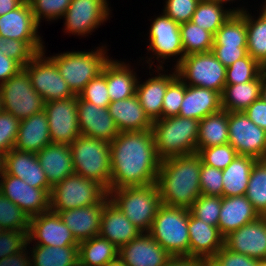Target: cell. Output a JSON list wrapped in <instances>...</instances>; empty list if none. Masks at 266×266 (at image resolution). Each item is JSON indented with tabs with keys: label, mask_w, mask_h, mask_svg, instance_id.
Here are the masks:
<instances>
[{
	"label": "cell",
	"mask_w": 266,
	"mask_h": 266,
	"mask_svg": "<svg viewBox=\"0 0 266 266\" xmlns=\"http://www.w3.org/2000/svg\"><path fill=\"white\" fill-rule=\"evenodd\" d=\"M259 266H266V259L259 263Z\"/></svg>",
	"instance_id": "obj_69"
},
{
	"label": "cell",
	"mask_w": 266,
	"mask_h": 266,
	"mask_svg": "<svg viewBox=\"0 0 266 266\" xmlns=\"http://www.w3.org/2000/svg\"><path fill=\"white\" fill-rule=\"evenodd\" d=\"M213 46L247 47L246 20L240 13H233L214 34Z\"/></svg>",
	"instance_id": "obj_41"
},
{
	"label": "cell",
	"mask_w": 266,
	"mask_h": 266,
	"mask_svg": "<svg viewBox=\"0 0 266 266\" xmlns=\"http://www.w3.org/2000/svg\"><path fill=\"white\" fill-rule=\"evenodd\" d=\"M249 54L226 68V85L247 83L255 80L264 70Z\"/></svg>",
	"instance_id": "obj_44"
},
{
	"label": "cell",
	"mask_w": 266,
	"mask_h": 266,
	"mask_svg": "<svg viewBox=\"0 0 266 266\" xmlns=\"http://www.w3.org/2000/svg\"><path fill=\"white\" fill-rule=\"evenodd\" d=\"M245 196L259 216H266V160L253 165Z\"/></svg>",
	"instance_id": "obj_42"
},
{
	"label": "cell",
	"mask_w": 266,
	"mask_h": 266,
	"mask_svg": "<svg viewBox=\"0 0 266 266\" xmlns=\"http://www.w3.org/2000/svg\"><path fill=\"white\" fill-rule=\"evenodd\" d=\"M213 259L220 266H259L261 261L249 256L233 252L223 246Z\"/></svg>",
	"instance_id": "obj_55"
},
{
	"label": "cell",
	"mask_w": 266,
	"mask_h": 266,
	"mask_svg": "<svg viewBox=\"0 0 266 266\" xmlns=\"http://www.w3.org/2000/svg\"><path fill=\"white\" fill-rule=\"evenodd\" d=\"M3 111V107H2V101H1V95H0V113Z\"/></svg>",
	"instance_id": "obj_70"
},
{
	"label": "cell",
	"mask_w": 266,
	"mask_h": 266,
	"mask_svg": "<svg viewBox=\"0 0 266 266\" xmlns=\"http://www.w3.org/2000/svg\"><path fill=\"white\" fill-rule=\"evenodd\" d=\"M225 6L216 0H200L191 22L214 35L234 13L229 7Z\"/></svg>",
	"instance_id": "obj_39"
},
{
	"label": "cell",
	"mask_w": 266,
	"mask_h": 266,
	"mask_svg": "<svg viewBox=\"0 0 266 266\" xmlns=\"http://www.w3.org/2000/svg\"><path fill=\"white\" fill-rule=\"evenodd\" d=\"M166 266H201V259L190 256H172Z\"/></svg>",
	"instance_id": "obj_60"
},
{
	"label": "cell",
	"mask_w": 266,
	"mask_h": 266,
	"mask_svg": "<svg viewBox=\"0 0 266 266\" xmlns=\"http://www.w3.org/2000/svg\"><path fill=\"white\" fill-rule=\"evenodd\" d=\"M162 12L175 22L181 24L191 21L200 0H163Z\"/></svg>",
	"instance_id": "obj_53"
},
{
	"label": "cell",
	"mask_w": 266,
	"mask_h": 266,
	"mask_svg": "<svg viewBox=\"0 0 266 266\" xmlns=\"http://www.w3.org/2000/svg\"><path fill=\"white\" fill-rule=\"evenodd\" d=\"M28 240L33 245L42 246H78L69 228L61 221L57 213L47 211L30 218Z\"/></svg>",
	"instance_id": "obj_18"
},
{
	"label": "cell",
	"mask_w": 266,
	"mask_h": 266,
	"mask_svg": "<svg viewBox=\"0 0 266 266\" xmlns=\"http://www.w3.org/2000/svg\"><path fill=\"white\" fill-rule=\"evenodd\" d=\"M27 246L31 256V266H79L78 246L33 245L29 240Z\"/></svg>",
	"instance_id": "obj_34"
},
{
	"label": "cell",
	"mask_w": 266,
	"mask_h": 266,
	"mask_svg": "<svg viewBox=\"0 0 266 266\" xmlns=\"http://www.w3.org/2000/svg\"><path fill=\"white\" fill-rule=\"evenodd\" d=\"M50 143L51 138L45 110L20 121L14 149L37 154Z\"/></svg>",
	"instance_id": "obj_31"
},
{
	"label": "cell",
	"mask_w": 266,
	"mask_h": 266,
	"mask_svg": "<svg viewBox=\"0 0 266 266\" xmlns=\"http://www.w3.org/2000/svg\"><path fill=\"white\" fill-rule=\"evenodd\" d=\"M229 142L238 155L266 160V131L255 125L244 111L228 112Z\"/></svg>",
	"instance_id": "obj_14"
},
{
	"label": "cell",
	"mask_w": 266,
	"mask_h": 266,
	"mask_svg": "<svg viewBox=\"0 0 266 266\" xmlns=\"http://www.w3.org/2000/svg\"><path fill=\"white\" fill-rule=\"evenodd\" d=\"M188 232L190 257L210 259L224 246V237L218 227L201 221L190 210Z\"/></svg>",
	"instance_id": "obj_25"
},
{
	"label": "cell",
	"mask_w": 266,
	"mask_h": 266,
	"mask_svg": "<svg viewBox=\"0 0 266 266\" xmlns=\"http://www.w3.org/2000/svg\"><path fill=\"white\" fill-rule=\"evenodd\" d=\"M46 50L45 46L44 50L38 52L24 67L30 76L33 89L45 102L75 97L54 61L46 55Z\"/></svg>",
	"instance_id": "obj_13"
},
{
	"label": "cell",
	"mask_w": 266,
	"mask_h": 266,
	"mask_svg": "<svg viewBox=\"0 0 266 266\" xmlns=\"http://www.w3.org/2000/svg\"><path fill=\"white\" fill-rule=\"evenodd\" d=\"M142 232L108 199L103 207L99 235L120 249Z\"/></svg>",
	"instance_id": "obj_26"
},
{
	"label": "cell",
	"mask_w": 266,
	"mask_h": 266,
	"mask_svg": "<svg viewBox=\"0 0 266 266\" xmlns=\"http://www.w3.org/2000/svg\"><path fill=\"white\" fill-rule=\"evenodd\" d=\"M180 35L184 56L212 50L214 35L191 21L180 24Z\"/></svg>",
	"instance_id": "obj_40"
},
{
	"label": "cell",
	"mask_w": 266,
	"mask_h": 266,
	"mask_svg": "<svg viewBox=\"0 0 266 266\" xmlns=\"http://www.w3.org/2000/svg\"><path fill=\"white\" fill-rule=\"evenodd\" d=\"M110 189L156 183L161 159L152 130L125 131L110 142Z\"/></svg>",
	"instance_id": "obj_1"
},
{
	"label": "cell",
	"mask_w": 266,
	"mask_h": 266,
	"mask_svg": "<svg viewBox=\"0 0 266 266\" xmlns=\"http://www.w3.org/2000/svg\"><path fill=\"white\" fill-rule=\"evenodd\" d=\"M20 120L11 113H0V153L5 155L14 145L18 136Z\"/></svg>",
	"instance_id": "obj_51"
},
{
	"label": "cell",
	"mask_w": 266,
	"mask_h": 266,
	"mask_svg": "<svg viewBox=\"0 0 266 266\" xmlns=\"http://www.w3.org/2000/svg\"><path fill=\"white\" fill-rule=\"evenodd\" d=\"M150 20L151 24L148 26L149 28L147 30L149 32L145 34L148 36L146 38L148 41L146 42L149 43L146 45V50L148 51L146 54H150V57L143 56L138 61L142 62L143 60L142 66L147 64L145 65L146 68L151 69L152 67H169L170 64H168V62L170 63L173 61L174 64L172 63V66L175 68L184 57V50L180 35V24L167 17L163 12H161V14L159 13V15L155 16L154 18L151 17ZM155 59L157 60L158 64Z\"/></svg>",
	"instance_id": "obj_3"
},
{
	"label": "cell",
	"mask_w": 266,
	"mask_h": 266,
	"mask_svg": "<svg viewBox=\"0 0 266 266\" xmlns=\"http://www.w3.org/2000/svg\"><path fill=\"white\" fill-rule=\"evenodd\" d=\"M221 110L222 97L219 92L185 84V96L178 116L200 121L204 117Z\"/></svg>",
	"instance_id": "obj_29"
},
{
	"label": "cell",
	"mask_w": 266,
	"mask_h": 266,
	"mask_svg": "<svg viewBox=\"0 0 266 266\" xmlns=\"http://www.w3.org/2000/svg\"><path fill=\"white\" fill-rule=\"evenodd\" d=\"M22 68L17 61L0 53V84L17 74Z\"/></svg>",
	"instance_id": "obj_58"
},
{
	"label": "cell",
	"mask_w": 266,
	"mask_h": 266,
	"mask_svg": "<svg viewBox=\"0 0 266 266\" xmlns=\"http://www.w3.org/2000/svg\"><path fill=\"white\" fill-rule=\"evenodd\" d=\"M40 26L42 25L36 22L28 0H25L15 10L0 16V35L6 39L45 42L38 31Z\"/></svg>",
	"instance_id": "obj_21"
},
{
	"label": "cell",
	"mask_w": 266,
	"mask_h": 266,
	"mask_svg": "<svg viewBox=\"0 0 266 266\" xmlns=\"http://www.w3.org/2000/svg\"><path fill=\"white\" fill-rule=\"evenodd\" d=\"M45 42H24L23 40L6 39L0 53L17 61L23 68L33 57L44 50Z\"/></svg>",
	"instance_id": "obj_45"
},
{
	"label": "cell",
	"mask_w": 266,
	"mask_h": 266,
	"mask_svg": "<svg viewBox=\"0 0 266 266\" xmlns=\"http://www.w3.org/2000/svg\"><path fill=\"white\" fill-rule=\"evenodd\" d=\"M258 10L255 11H257V13L266 20V0H262V4H260Z\"/></svg>",
	"instance_id": "obj_65"
},
{
	"label": "cell",
	"mask_w": 266,
	"mask_h": 266,
	"mask_svg": "<svg viewBox=\"0 0 266 266\" xmlns=\"http://www.w3.org/2000/svg\"><path fill=\"white\" fill-rule=\"evenodd\" d=\"M240 14L246 20L247 54L266 69V20L251 9Z\"/></svg>",
	"instance_id": "obj_38"
},
{
	"label": "cell",
	"mask_w": 266,
	"mask_h": 266,
	"mask_svg": "<svg viewBox=\"0 0 266 266\" xmlns=\"http://www.w3.org/2000/svg\"><path fill=\"white\" fill-rule=\"evenodd\" d=\"M190 212L206 224L218 227L221 197L200 195L190 207Z\"/></svg>",
	"instance_id": "obj_47"
},
{
	"label": "cell",
	"mask_w": 266,
	"mask_h": 266,
	"mask_svg": "<svg viewBox=\"0 0 266 266\" xmlns=\"http://www.w3.org/2000/svg\"><path fill=\"white\" fill-rule=\"evenodd\" d=\"M0 192L30 218L50 210V193L46 189L32 187L12 175H0Z\"/></svg>",
	"instance_id": "obj_16"
},
{
	"label": "cell",
	"mask_w": 266,
	"mask_h": 266,
	"mask_svg": "<svg viewBox=\"0 0 266 266\" xmlns=\"http://www.w3.org/2000/svg\"><path fill=\"white\" fill-rule=\"evenodd\" d=\"M52 143L70 145L80 135L77 112V95L73 98L45 102Z\"/></svg>",
	"instance_id": "obj_15"
},
{
	"label": "cell",
	"mask_w": 266,
	"mask_h": 266,
	"mask_svg": "<svg viewBox=\"0 0 266 266\" xmlns=\"http://www.w3.org/2000/svg\"><path fill=\"white\" fill-rule=\"evenodd\" d=\"M256 161L257 159L252 156L237 155L235 159L222 170V197L245 195L251 169Z\"/></svg>",
	"instance_id": "obj_33"
},
{
	"label": "cell",
	"mask_w": 266,
	"mask_h": 266,
	"mask_svg": "<svg viewBox=\"0 0 266 266\" xmlns=\"http://www.w3.org/2000/svg\"><path fill=\"white\" fill-rule=\"evenodd\" d=\"M5 41H6V38H4V37H2V36L0 35V49H1L2 46L4 45Z\"/></svg>",
	"instance_id": "obj_68"
},
{
	"label": "cell",
	"mask_w": 266,
	"mask_h": 266,
	"mask_svg": "<svg viewBox=\"0 0 266 266\" xmlns=\"http://www.w3.org/2000/svg\"><path fill=\"white\" fill-rule=\"evenodd\" d=\"M109 0H72L62 17V29L68 36L71 34L86 38L105 25L113 14ZM112 13V14H111ZM92 32V33H91Z\"/></svg>",
	"instance_id": "obj_12"
},
{
	"label": "cell",
	"mask_w": 266,
	"mask_h": 266,
	"mask_svg": "<svg viewBox=\"0 0 266 266\" xmlns=\"http://www.w3.org/2000/svg\"><path fill=\"white\" fill-rule=\"evenodd\" d=\"M262 73L252 81L225 85L222 97V110L241 112L261 97Z\"/></svg>",
	"instance_id": "obj_35"
},
{
	"label": "cell",
	"mask_w": 266,
	"mask_h": 266,
	"mask_svg": "<svg viewBox=\"0 0 266 266\" xmlns=\"http://www.w3.org/2000/svg\"><path fill=\"white\" fill-rule=\"evenodd\" d=\"M25 0H0V16L15 10Z\"/></svg>",
	"instance_id": "obj_61"
},
{
	"label": "cell",
	"mask_w": 266,
	"mask_h": 266,
	"mask_svg": "<svg viewBox=\"0 0 266 266\" xmlns=\"http://www.w3.org/2000/svg\"><path fill=\"white\" fill-rule=\"evenodd\" d=\"M78 96L88 103L107 108L111 102L106 83V64L102 72L93 78Z\"/></svg>",
	"instance_id": "obj_48"
},
{
	"label": "cell",
	"mask_w": 266,
	"mask_h": 266,
	"mask_svg": "<svg viewBox=\"0 0 266 266\" xmlns=\"http://www.w3.org/2000/svg\"><path fill=\"white\" fill-rule=\"evenodd\" d=\"M201 157L195 153L161 160L156 185L161 203L178 208L190 209L201 195Z\"/></svg>",
	"instance_id": "obj_2"
},
{
	"label": "cell",
	"mask_w": 266,
	"mask_h": 266,
	"mask_svg": "<svg viewBox=\"0 0 266 266\" xmlns=\"http://www.w3.org/2000/svg\"><path fill=\"white\" fill-rule=\"evenodd\" d=\"M0 95L3 111L20 121L45 108L44 98L33 89L30 76L24 68L0 84Z\"/></svg>",
	"instance_id": "obj_11"
},
{
	"label": "cell",
	"mask_w": 266,
	"mask_h": 266,
	"mask_svg": "<svg viewBox=\"0 0 266 266\" xmlns=\"http://www.w3.org/2000/svg\"><path fill=\"white\" fill-rule=\"evenodd\" d=\"M185 96V83L176 76L169 84L163 98L161 118L178 116Z\"/></svg>",
	"instance_id": "obj_50"
},
{
	"label": "cell",
	"mask_w": 266,
	"mask_h": 266,
	"mask_svg": "<svg viewBox=\"0 0 266 266\" xmlns=\"http://www.w3.org/2000/svg\"><path fill=\"white\" fill-rule=\"evenodd\" d=\"M169 68L171 70H168V68H153L152 70L148 68L149 74L147 75H150V77L145 78L144 82L139 77L137 83L136 95L145 114L152 122L161 119L163 98L168 84L177 76L176 69Z\"/></svg>",
	"instance_id": "obj_17"
},
{
	"label": "cell",
	"mask_w": 266,
	"mask_h": 266,
	"mask_svg": "<svg viewBox=\"0 0 266 266\" xmlns=\"http://www.w3.org/2000/svg\"><path fill=\"white\" fill-rule=\"evenodd\" d=\"M107 194V190L97 181L74 173L52 187L50 211L56 213L95 205Z\"/></svg>",
	"instance_id": "obj_9"
},
{
	"label": "cell",
	"mask_w": 266,
	"mask_h": 266,
	"mask_svg": "<svg viewBox=\"0 0 266 266\" xmlns=\"http://www.w3.org/2000/svg\"><path fill=\"white\" fill-rule=\"evenodd\" d=\"M106 45L108 44L103 43L96 48L92 47L94 50L89 49V51L73 49L49 56L75 95H78L93 78L102 72L105 64L111 58Z\"/></svg>",
	"instance_id": "obj_4"
},
{
	"label": "cell",
	"mask_w": 266,
	"mask_h": 266,
	"mask_svg": "<svg viewBox=\"0 0 266 266\" xmlns=\"http://www.w3.org/2000/svg\"><path fill=\"white\" fill-rule=\"evenodd\" d=\"M4 155L0 153V175L3 172Z\"/></svg>",
	"instance_id": "obj_67"
},
{
	"label": "cell",
	"mask_w": 266,
	"mask_h": 266,
	"mask_svg": "<svg viewBox=\"0 0 266 266\" xmlns=\"http://www.w3.org/2000/svg\"><path fill=\"white\" fill-rule=\"evenodd\" d=\"M244 112L255 125L266 131V101L262 97L255 100Z\"/></svg>",
	"instance_id": "obj_57"
},
{
	"label": "cell",
	"mask_w": 266,
	"mask_h": 266,
	"mask_svg": "<svg viewBox=\"0 0 266 266\" xmlns=\"http://www.w3.org/2000/svg\"><path fill=\"white\" fill-rule=\"evenodd\" d=\"M229 142L228 111L221 110L199 121L197 152Z\"/></svg>",
	"instance_id": "obj_36"
},
{
	"label": "cell",
	"mask_w": 266,
	"mask_h": 266,
	"mask_svg": "<svg viewBox=\"0 0 266 266\" xmlns=\"http://www.w3.org/2000/svg\"><path fill=\"white\" fill-rule=\"evenodd\" d=\"M103 266H126V265L124 264L123 260L119 256H117L115 259L109 261Z\"/></svg>",
	"instance_id": "obj_64"
},
{
	"label": "cell",
	"mask_w": 266,
	"mask_h": 266,
	"mask_svg": "<svg viewBox=\"0 0 266 266\" xmlns=\"http://www.w3.org/2000/svg\"><path fill=\"white\" fill-rule=\"evenodd\" d=\"M261 97L266 101V69L262 71Z\"/></svg>",
	"instance_id": "obj_63"
},
{
	"label": "cell",
	"mask_w": 266,
	"mask_h": 266,
	"mask_svg": "<svg viewBox=\"0 0 266 266\" xmlns=\"http://www.w3.org/2000/svg\"><path fill=\"white\" fill-rule=\"evenodd\" d=\"M197 154L204 164L221 170L225 169L238 155L230 143L201 148Z\"/></svg>",
	"instance_id": "obj_49"
},
{
	"label": "cell",
	"mask_w": 266,
	"mask_h": 266,
	"mask_svg": "<svg viewBox=\"0 0 266 266\" xmlns=\"http://www.w3.org/2000/svg\"><path fill=\"white\" fill-rule=\"evenodd\" d=\"M2 174L20 178L32 187L43 188L51 193L52 187L46 179L36 153L11 149L4 155Z\"/></svg>",
	"instance_id": "obj_23"
},
{
	"label": "cell",
	"mask_w": 266,
	"mask_h": 266,
	"mask_svg": "<svg viewBox=\"0 0 266 266\" xmlns=\"http://www.w3.org/2000/svg\"><path fill=\"white\" fill-rule=\"evenodd\" d=\"M199 120L174 116L153 121L158 157L163 160L197 153Z\"/></svg>",
	"instance_id": "obj_5"
},
{
	"label": "cell",
	"mask_w": 266,
	"mask_h": 266,
	"mask_svg": "<svg viewBox=\"0 0 266 266\" xmlns=\"http://www.w3.org/2000/svg\"><path fill=\"white\" fill-rule=\"evenodd\" d=\"M37 159L51 187L75 173L70 145L51 142L37 153Z\"/></svg>",
	"instance_id": "obj_28"
},
{
	"label": "cell",
	"mask_w": 266,
	"mask_h": 266,
	"mask_svg": "<svg viewBox=\"0 0 266 266\" xmlns=\"http://www.w3.org/2000/svg\"><path fill=\"white\" fill-rule=\"evenodd\" d=\"M131 65L126 59L122 61L112 57L106 63V83L111 102L136 95L139 67Z\"/></svg>",
	"instance_id": "obj_27"
},
{
	"label": "cell",
	"mask_w": 266,
	"mask_h": 266,
	"mask_svg": "<svg viewBox=\"0 0 266 266\" xmlns=\"http://www.w3.org/2000/svg\"><path fill=\"white\" fill-rule=\"evenodd\" d=\"M109 199L142 232L148 233L160 207L156 183L108 190Z\"/></svg>",
	"instance_id": "obj_6"
},
{
	"label": "cell",
	"mask_w": 266,
	"mask_h": 266,
	"mask_svg": "<svg viewBox=\"0 0 266 266\" xmlns=\"http://www.w3.org/2000/svg\"><path fill=\"white\" fill-rule=\"evenodd\" d=\"M0 266H31V256L26 245L21 251L0 259Z\"/></svg>",
	"instance_id": "obj_59"
},
{
	"label": "cell",
	"mask_w": 266,
	"mask_h": 266,
	"mask_svg": "<svg viewBox=\"0 0 266 266\" xmlns=\"http://www.w3.org/2000/svg\"><path fill=\"white\" fill-rule=\"evenodd\" d=\"M36 22L59 21L65 14L72 0H28ZM59 19V20H58Z\"/></svg>",
	"instance_id": "obj_46"
},
{
	"label": "cell",
	"mask_w": 266,
	"mask_h": 266,
	"mask_svg": "<svg viewBox=\"0 0 266 266\" xmlns=\"http://www.w3.org/2000/svg\"><path fill=\"white\" fill-rule=\"evenodd\" d=\"M75 174L97 181L107 191L111 183L110 142L80 135L70 144Z\"/></svg>",
	"instance_id": "obj_7"
},
{
	"label": "cell",
	"mask_w": 266,
	"mask_h": 266,
	"mask_svg": "<svg viewBox=\"0 0 266 266\" xmlns=\"http://www.w3.org/2000/svg\"><path fill=\"white\" fill-rule=\"evenodd\" d=\"M79 266H103L118 256L119 249L100 235L79 242Z\"/></svg>",
	"instance_id": "obj_37"
},
{
	"label": "cell",
	"mask_w": 266,
	"mask_h": 266,
	"mask_svg": "<svg viewBox=\"0 0 266 266\" xmlns=\"http://www.w3.org/2000/svg\"><path fill=\"white\" fill-rule=\"evenodd\" d=\"M211 52L227 68L247 55V47L213 46Z\"/></svg>",
	"instance_id": "obj_56"
},
{
	"label": "cell",
	"mask_w": 266,
	"mask_h": 266,
	"mask_svg": "<svg viewBox=\"0 0 266 266\" xmlns=\"http://www.w3.org/2000/svg\"><path fill=\"white\" fill-rule=\"evenodd\" d=\"M28 241L24 231L2 230L0 233V259L21 251Z\"/></svg>",
	"instance_id": "obj_54"
},
{
	"label": "cell",
	"mask_w": 266,
	"mask_h": 266,
	"mask_svg": "<svg viewBox=\"0 0 266 266\" xmlns=\"http://www.w3.org/2000/svg\"><path fill=\"white\" fill-rule=\"evenodd\" d=\"M118 256L126 266H166L172 257L149 233H141L122 246Z\"/></svg>",
	"instance_id": "obj_22"
},
{
	"label": "cell",
	"mask_w": 266,
	"mask_h": 266,
	"mask_svg": "<svg viewBox=\"0 0 266 266\" xmlns=\"http://www.w3.org/2000/svg\"><path fill=\"white\" fill-rule=\"evenodd\" d=\"M229 250L263 261L266 259V216L243 225L224 237Z\"/></svg>",
	"instance_id": "obj_19"
},
{
	"label": "cell",
	"mask_w": 266,
	"mask_h": 266,
	"mask_svg": "<svg viewBox=\"0 0 266 266\" xmlns=\"http://www.w3.org/2000/svg\"><path fill=\"white\" fill-rule=\"evenodd\" d=\"M175 69L186 85L212 89L222 95L226 85V67L211 51L184 56Z\"/></svg>",
	"instance_id": "obj_10"
},
{
	"label": "cell",
	"mask_w": 266,
	"mask_h": 266,
	"mask_svg": "<svg viewBox=\"0 0 266 266\" xmlns=\"http://www.w3.org/2000/svg\"><path fill=\"white\" fill-rule=\"evenodd\" d=\"M216 1H218L221 4L226 5V7L229 4L230 10H232L234 13H241V12H245V11L250 10L249 8H247V7H249L248 5L247 6L246 5L244 6V5L238 3L241 0H216ZM233 3H236L235 5H237V6L236 7H234V6L231 7V4L233 5Z\"/></svg>",
	"instance_id": "obj_62"
},
{
	"label": "cell",
	"mask_w": 266,
	"mask_h": 266,
	"mask_svg": "<svg viewBox=\"0 0 266 266\" xmlns=\"http://www.w3.org/2000/svg\"><path fill=\"white\" fill-rule=\"evenodd\" d=\"M0 227L29 233L30 217L0 192Z\"/></svg>",
	"instance_id": "obj_43"
},
{
	"label": "cell",
	"mask_w": 266,
	"mask_h": 266,
	"mask_svg": "<svg viewBox=\"0 0 266 266\" xmlns=\"http://www.w3.org/2000/svg\"><path fill=\"white\" fill-rule=\"evenodd\" d=\"M108 194L97 204L56 212L78 242L100 233L101 215Z\"/></svg>",
	"instance_id": "obj_24"
},
{
	"label": "cell",
	"mask_w": 266,
	"mask_h": 266,
	"mask_svg": "<svg viewBox=\"0 0 266 266\" xmlns=\"http://www.w3.org/2000/svg\"><path fill=\"white\" fill-rule=\"evenodd\" d=\"M77 112L81 135L111 142L119 134L107 108L88 103L77 95Z\"/></svg>",
	"instance_id": "obj_20"
},
{
	"label": "cell",
	"mask_w": 266,
	"mask_h": 266,
	"mask_svg": "<svg viewBox=\"0 0 266 266\" xmlns=\"http://www.w3.org/2000/svg\"><path fill=\"white\" fill-rule=\"evenodd\" d=\"M201 266H220L213 258L201 259Z\"/></svg>",
	"instance_id": "obj_66"
},
{
	"label": "cell",
	"mask_w": 266,
	"mask_h": 266,
	"mask_svg": "<svg viewBox=\"0 0 266 266\" xmlns=\"http://www.w3.org/2000/svg\"><path fill=\"white\" fill-rule=\"evenodd\" d=\"M119 132L152 130V121L145 114L137 95L112 101L107 107Z\"/></svg>",
	"instance_id": "obj_32"
},
{
	"label": "cell",
	"mask_w": 266,
	"mask_h": 266,
	"mask_svg": "<svg viewBox=\"0 0 266 266\" xmlns=\"http://www.w3.org/2000/svg\"><path fill=\"white\" fill-rule=\"evenodd\" d=\"M189 209L161 204L149 234L171 256H189Z\"/></svg>",
	"instance_id": "obj_8"
},
{
	"label": "cell",
	"mask_w": 266,
	"mask_h": 266,
	"mask_svg": "<svg viewBox=\"0 0 266 266\" xmlns=\"http://www.w3.org/2000/svg\"><path fill=\"white\" fill-rule=\"evenodd\" d=\"M258 217L259 214L245 195L221 197L218 229L223 237Z\"/></svg>",
	"instance_id": "obj_30"
},
{
	"label": "cell",
	"mask_w": 266,
	"mask_h": 266,
	"mask_svg": "<svg viewBox=\"0 0 266 266\" xmlns=\"http://www.w3.org/2000/svg\"><path fill=\"white\" fill-rule=\"evenodd\" d=\"M223 174L221 169L214 168L202 162L200 169V191L202 195L222 197Z\"/></svg>",
	"instance_id": "obj_52"
}]
</instances>
